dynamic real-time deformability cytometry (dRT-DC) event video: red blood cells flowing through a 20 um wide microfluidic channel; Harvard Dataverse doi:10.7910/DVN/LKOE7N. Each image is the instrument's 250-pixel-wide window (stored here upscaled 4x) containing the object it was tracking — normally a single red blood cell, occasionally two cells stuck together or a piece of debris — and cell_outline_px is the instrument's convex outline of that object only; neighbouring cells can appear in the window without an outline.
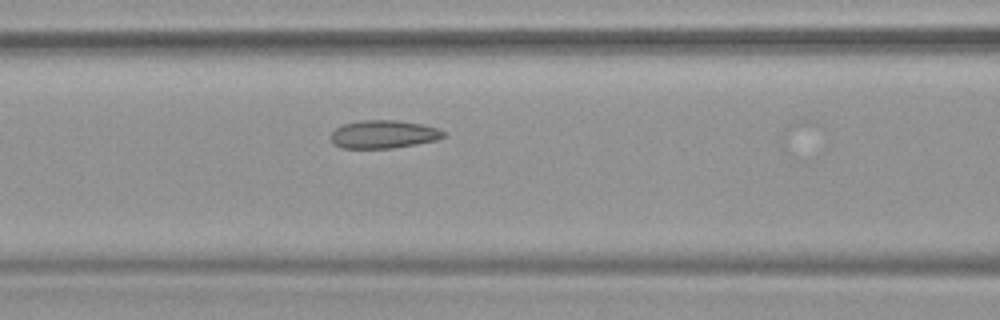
{"species": "common noctule bat (a hibernating species)", "species_latin": "Nyctalus noctula", "temperature_condition": "warm", "stored_images_in_passage": 27, "camera_frame_rate_fps": 3000, "um_per_image_px": 0.085, "animal": {"sex": "female", "body_mass_g": 19.9}, "frame": {"image": 1, "passage_image": 23, "time_ms": 7.333, "image_size_px": [1000, 320], "cell_outline_px": [[448, 136], [436, 140], [416, 144], [392, 148], [344, 148], [336, 144], [332, 140], [332, 132], [336, 128], [344, 124], [360, 120], [396, 120], [420, 124], [436, 128], [448, 132]], "centroid_in_image_um": [32.66, 11.41], "position_along_channel_um": 133.9, "area_um2": 18.32}}